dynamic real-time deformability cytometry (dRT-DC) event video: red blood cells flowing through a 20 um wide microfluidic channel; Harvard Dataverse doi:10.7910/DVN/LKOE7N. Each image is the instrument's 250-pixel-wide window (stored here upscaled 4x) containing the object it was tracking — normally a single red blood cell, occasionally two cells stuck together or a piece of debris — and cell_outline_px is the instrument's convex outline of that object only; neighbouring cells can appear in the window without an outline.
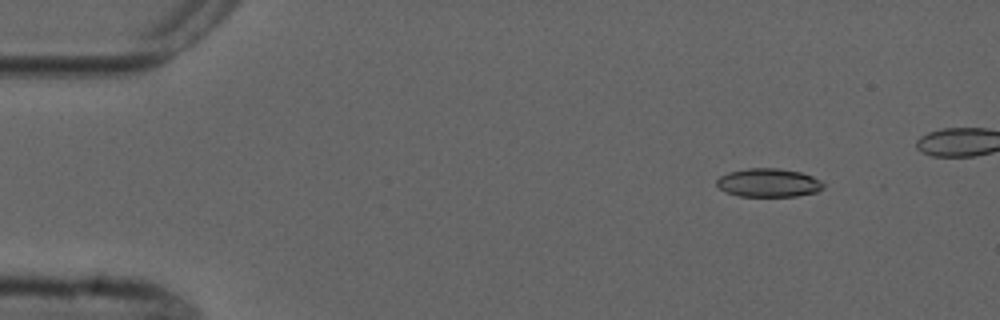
{"species": "common noctule bat (a hibernating species)", "species_latin": "Nyctalus noctula", "temperature_condition": "cold", "stored_images_in_passage": 9, "segment_of_instrument_passage": [1, 2], "camera_frame_rate_fps": 3000, "um_per_image_px": 0.085, "animal": {"sex": "male", "forearm_length_mm": 52.5}, "frame": {"image": 1, "passage_image": 2, "time_ms": 1.333, "image_size_px": [1000, 320], "cell_outline_px": [[824, 188], [816, 192], [796, 196], [740, 196], [728, 192], [720, 188], [716, 184], [716, 180], [720, 176], [728, 172], [748, 168], [776, 168], [800, 172], [812, 176], [820, 180], [824, 184]], "centroid_in_image_um": [65.33, 15.53], "position_along_channel_um": 19.7, "area_um2": 17.63}}
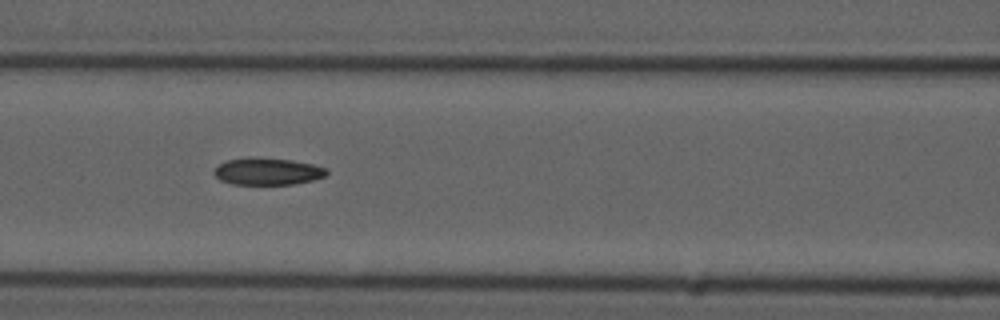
{"frame": {"image": 2, "passage_image": 7, "time_ms": 7.0, "image_size_px": [1000, 320], "cell_outline_px": [[328, 172], [324, 176], [312, 180], [292, 184], [232, 184], [220, 180], [212, 172], [220, 164], [228, 160], [256, 156], [292, 160], [312, 164], [328, 168]], "centroid_in_image_um": [22.74, 14.56], "position_along_channel_um": 143.9, "area_um2": 17.74}}
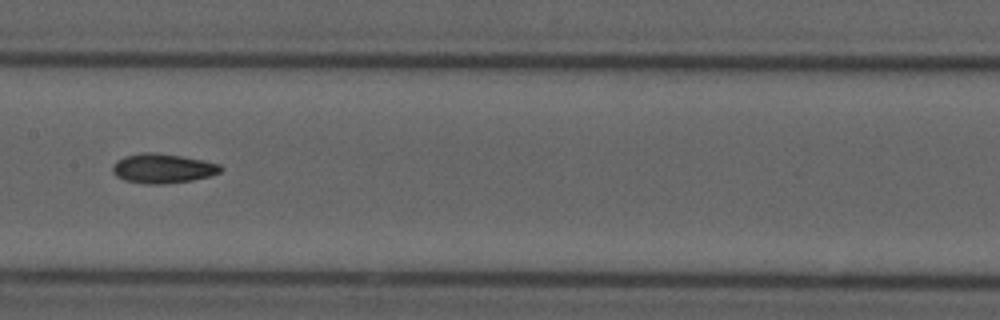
{"frame": {"image": 3, "passage_image": 8, "time_ms": 8.333, "image_size_px": [1000, 320], "cell_outline_px": [[224, 168], [220, 172], [208, 176], [192, 180], [164, 184], [144, 184], [124, 180], [116, 176], [112, 172], [112, 164], [116, 160], [124, 156], [140, 152], [156, 152], [204, 160], [220, 164]], "centroid_in_image_um": [13.79, 14.31], "position_along_channel_um": 193.6, "area_um2": 18.79}}